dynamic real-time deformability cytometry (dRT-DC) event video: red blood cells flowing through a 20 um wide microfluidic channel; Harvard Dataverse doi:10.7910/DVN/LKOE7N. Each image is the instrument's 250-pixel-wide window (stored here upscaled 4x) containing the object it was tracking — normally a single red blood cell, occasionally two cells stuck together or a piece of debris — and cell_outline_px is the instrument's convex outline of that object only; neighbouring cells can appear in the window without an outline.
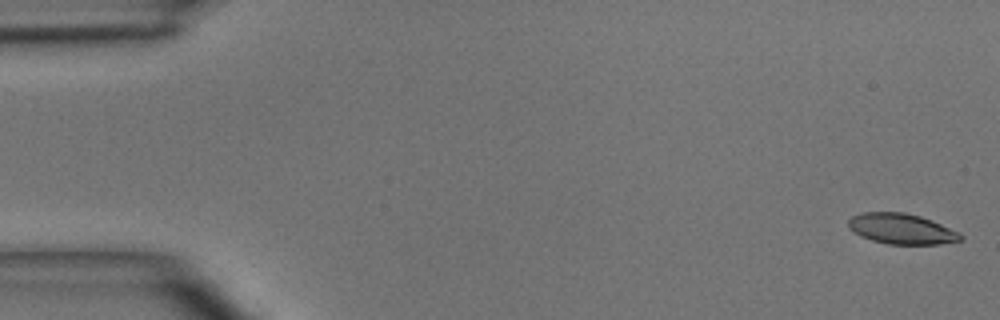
{"species": "common noctule bat (a hibernating species)", "species_latin": "Nyctalus noctula", "temperature_condition": "room temperature", "stored_images_in_passage": 4, "camera_frame_rate_fps": 3000, "um_per_image_px": 0.085, "animal": {"sex": "male", "body_mass_g": 15.6}, "frame": {"image": 1, "passage_image": 1, "time_ms": 0.0, "image_size_px": [1000, 320], "cell_outline_px": [[964, 240], [940, 244], [888, 244], [872, 240], [860, 236], [848, 228], [848, 220], [852, 216], [864, 212], [904, 212], [920, 216], [932, 220], [960, 232], [964, 236]], "centroid_in_image_um": [76.66, 19.45], "position_along_channel_um": 8.3, "area_um2": 20.11}}
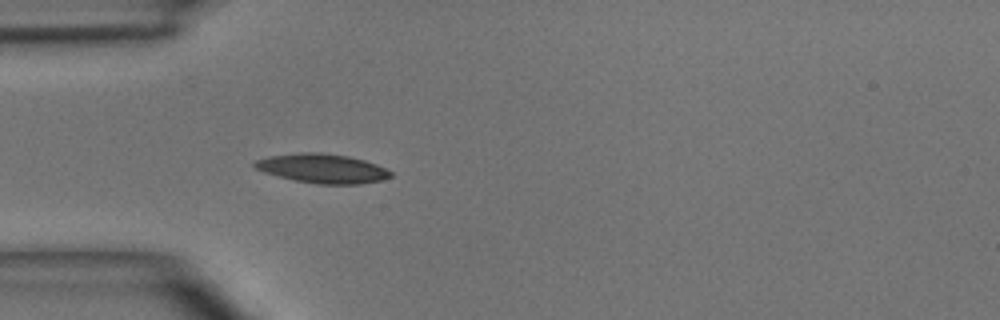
{"frame": {"image": 2, "passage_image": 4, "time_ms": 4.333, "image_size_px": [1000, 320], "cell_outline_px": [[392, 176], [380, 180], [360, 184], [316, 184], [296, 180], [264, 172], [256, 168], [252, 164], [256, 160], [268, 156], [300, 152], [320, 152], [348, 156], [364, 160], [376, 164], [392, 172]], "centroid_in_image_um": [27.4, 14.31], "position_along_channel_um": 57.6, "area_um2": 23.0}}